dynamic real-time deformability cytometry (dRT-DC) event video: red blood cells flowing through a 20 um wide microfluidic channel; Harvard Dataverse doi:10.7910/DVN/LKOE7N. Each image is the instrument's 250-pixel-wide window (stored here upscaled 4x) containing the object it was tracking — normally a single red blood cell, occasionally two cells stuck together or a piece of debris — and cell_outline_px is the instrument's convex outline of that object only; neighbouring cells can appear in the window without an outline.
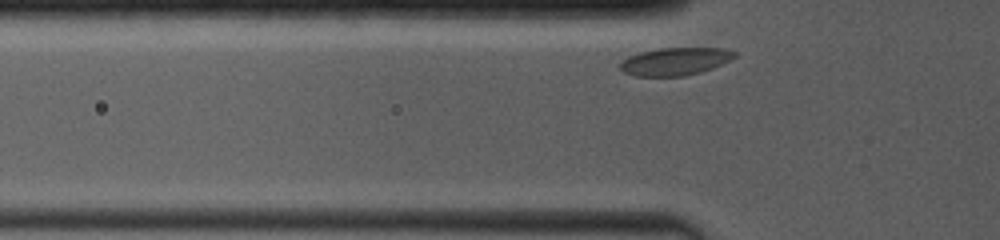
{"species": "common noctule bat (a hibernating species)", "species_latin": "Nyctalus noctula", "temperature_condition": "room temperature", "stored_images_in_passage": 24, "camera_frame_rate_fps": 4000, "um_per_image_px": 0.085, "animal": {"sex": "female", "body_mass_g": 19.0, "forearm_length_mm": 53.3}, "frame": {"image": 1, "passage_image": 2, "time_ms": 0.25, "image_size_px": [1000, 240], "cell_outline_px": [[736, 56], [712, 68], [700, 72], [684, 76], [636, 76], [624, 72], [620, 68], [620, 60], [628, 56], [640, 52], [660, 48], [724, 48], [736, 52]], "centroid_in_image_um": [57.34, 5.21], "position_along_channel_um": 68.5, "area_um2": 18.38}}
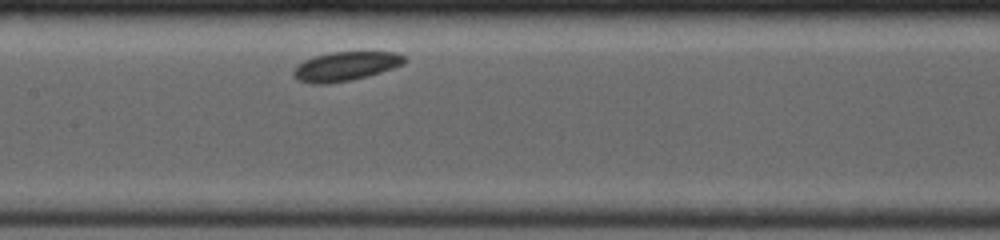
{"frame": {"image": 2, "passage_image": 15, "time_ms": 3.25, "image_size_px": [1000, 240], "cell_outline_px": [[408, 60], [404, 64], [368, 76], [352, 80], [328, 84], [312, 84], [296, 80], [292, 76], [292, 68], [296, 64], [304, 60], [328, 52], [396, 52], [404, 56]], "centroid_in_image_um": [29.31, 5.64], "position_along_channel_um": 178.1, "area_um2": 19.13}}
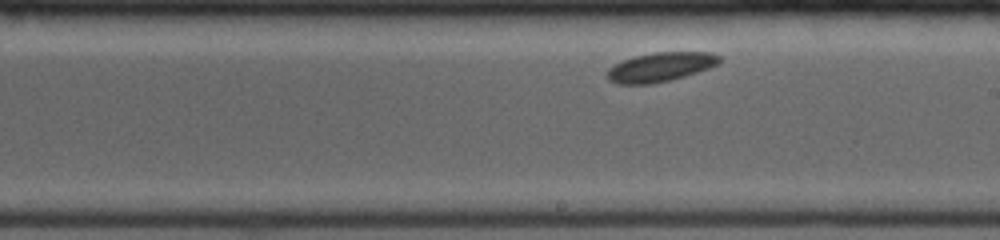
{"frame": {"image": 3, "passage_image": 21, "time_ms": 4.75, "image_size_px": [1000, 240], "cell_outline_px": [[720, 60], [716, 64], [708, 68], [684, 76], [652, 84], [616, 84], [608, 80], [608, 68], [624, 60], [636, 56], [652, 52], [712, 52], [720, 56]], "centroid_in_image_um": [56.12, 5.69], "position_along_channel_um": 232.9, "area_um2": 18.84}}